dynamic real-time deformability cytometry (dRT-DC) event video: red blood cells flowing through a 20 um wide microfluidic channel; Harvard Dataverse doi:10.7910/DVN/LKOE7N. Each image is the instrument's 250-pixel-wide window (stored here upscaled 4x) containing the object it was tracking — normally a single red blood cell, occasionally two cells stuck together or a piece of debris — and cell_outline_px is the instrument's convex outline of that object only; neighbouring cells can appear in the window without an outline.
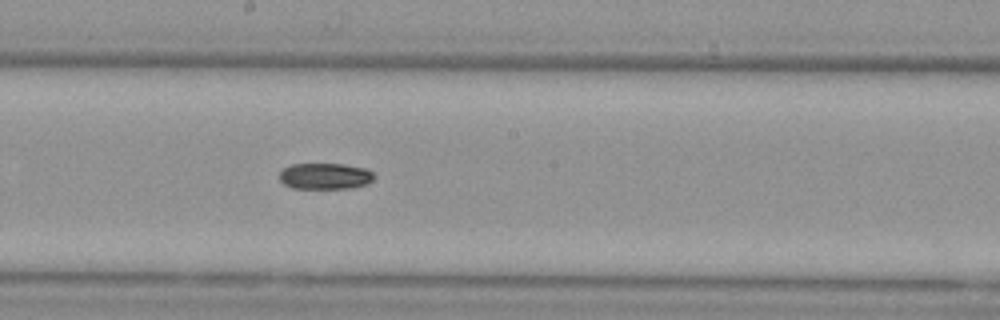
{"species": "Egyptian fruit bat (a non-hibernating species)", "species_latin": "Rousettus aegyptiacus", "temperature_condition": "cold", "stored_images_in_passage": 9, "camera_frame_rate_fps": 3000, "um_per_image_px": 0.085, "animal": {"sex": "female"}, "frame": {"image": 1, "passage_image": 9, "time_ms": 10.0, "image_size_px": [1000, 320], "cell_outline_px": [[376, 176], [368, 184], [348, 188], [292, 188], [284, 184], [280, 180], [280, 172], [284, 168], [292, 164], [344, 164], [364, 168], [372, 172]], "centroid_in_image_um": [27.64, 14.97], "position_along_channel_um": 220.6, "area_um2": 14.39}}